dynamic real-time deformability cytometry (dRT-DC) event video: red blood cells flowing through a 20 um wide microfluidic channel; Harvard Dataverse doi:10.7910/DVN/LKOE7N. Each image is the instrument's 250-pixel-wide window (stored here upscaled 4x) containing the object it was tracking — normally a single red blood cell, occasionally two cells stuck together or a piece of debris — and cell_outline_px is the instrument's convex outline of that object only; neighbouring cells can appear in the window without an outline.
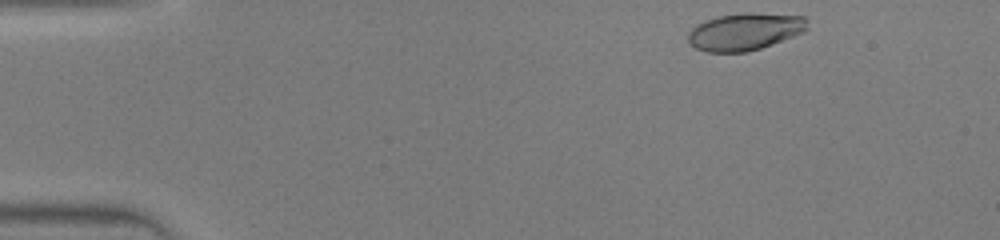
{"species": "human", "species_latin": "Homo sapiens", "temperature_condition": "warm", "stored_images_in_passage": 39, "camera_frame_rate_fps": 3000, "um_per_image_px": 0.085, "donor": {"sex": "male"}, "frame": {"image": 1, "passage_image": 1, "time_ms": 0.0, "image_size_px": [1000, 240], "cell_outline_px": [[808, 28], [804, 32], [772, 44], [748, 52], [708, 52], [696, 48], [688, 40], [688, 32], [696, 24], [720, 16], [744, 12], [752, 12], [804, 16], [808, 20]], "centroid_in_image_um": [63.34, 2.68], "position_along_channel_um": 21.7, "area_um2": 25.89}}
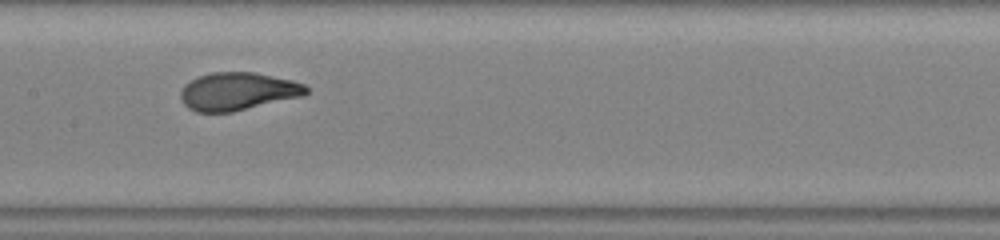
{"frame": {"image": 2, "passage_image": 18, "time_ms": 5.667, "image_size_px": [1000, 240], "cell_outline_px": [[308, 92], [304, 96], [232, 112], [196, 112], [188, 108], [184, 104], [180, 96], [180, 92], [184, 84], [200, 76], [212, 72], [256, 72], [292, 80], [304, 84], [308, 88]], "centroid_in_image_um": [20.22, 7.77], "position_along_channel_um": 187.2, "area_um2": 27.8}}
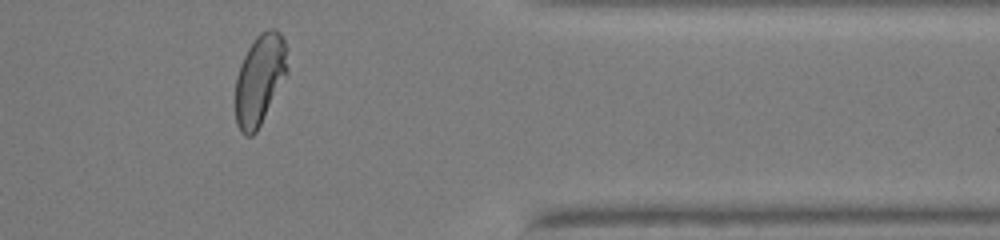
{"frame": {"image": 3, "passage_image": 32, "time_ms": 10.333, "image_size_px": [1000, 240], "cell_outline_px": [[288, 72], [256, 132], [252, 136], [244, 136], [240, 132], [236, 124], [236, 76], [240, 64], [248, 48], [256, 36], [260, 32], [272, 28], [276, 28], [280, 32], [288, 48]], "centroid_in_image_um": [22.09, 6.73], "position_along_channel_um": 389.3, "area_um2": 27.63}}